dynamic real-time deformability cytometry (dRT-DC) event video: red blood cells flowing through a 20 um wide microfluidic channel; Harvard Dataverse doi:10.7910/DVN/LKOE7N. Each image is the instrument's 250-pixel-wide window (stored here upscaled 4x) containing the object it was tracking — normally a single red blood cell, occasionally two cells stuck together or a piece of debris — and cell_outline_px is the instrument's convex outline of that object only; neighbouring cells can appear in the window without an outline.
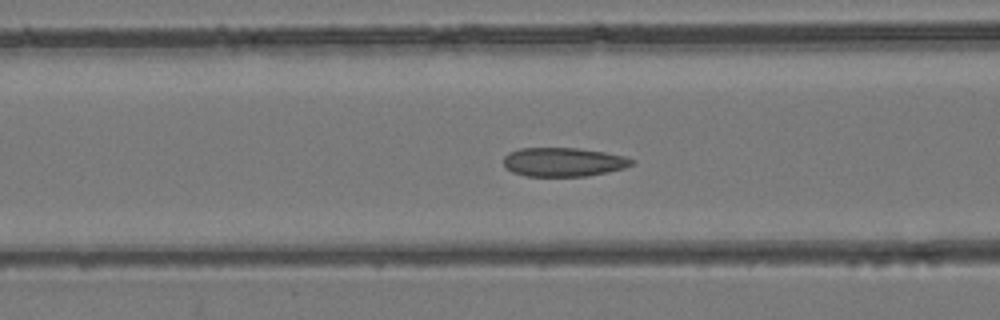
{"species": "common noctule bat (a hibernating species)", "species_latin": "Nyctalus noctula", "temperature_condition": "room temperature", "stored_images_in_passage": 33, "camera_frame_rate_fps": 3000, "um_per_image_px": 0.085, "animal": {"sex": "female", "body_mass_g": 24.6, "forearm_length_mm": 56.2}, "frame": {"image": 1, "passage_image": 6, "time_ms": 1.667, "image_size_px": [1000, 320], "cell_outline_px": [[636, 160], [632, 164], [624, 168], [608, 172], [588, 176], [528, 176], [512, 172], [504, 168], [504, 156], [508, 152], [520, 148], [576, 148], [604, 152], [624, 156]], "centroid_in_image_um": [47.87, 13.77], "position_along_channel_um": 118.7, "area_um2": 21.68}}
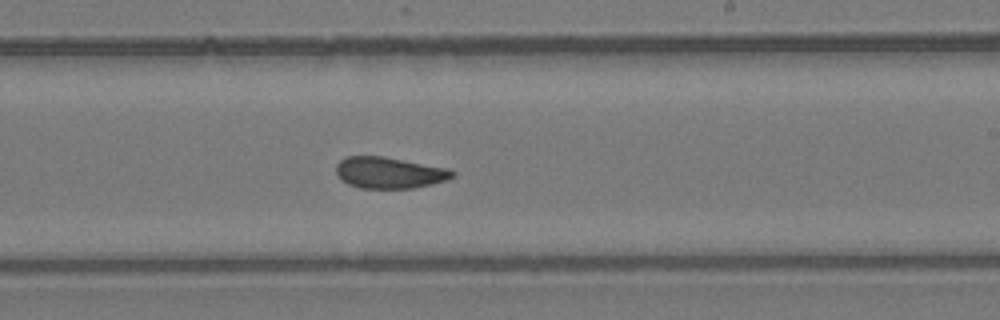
{"frame": {"image": 2, "passage_image": 15, "time_ms": 4.667, "image_size_px": [1000, 320], "cell_outline_px": [[456, 176], [448, 180], [432, 184], [412, 188], [360, 188], [348, 184], [340, 180], [336, 172], [336, 164], [340, 160], [348, 156], [384, 156], [448, 168], [456, 172]], "centroid_in_image_um": [33.1, 14.68], "position_along_channel_um": 255.9, "area_um2": 21.44}}
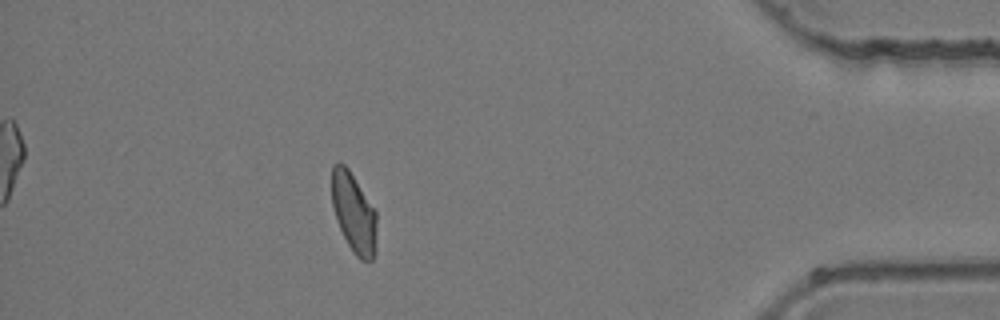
{"frame": {"image": 3, "passage_image": 28, "time_ms": 9.0, "image_size_px": [1000, 320], "cell_outline_px": [[376, 252], [372, 260], [360, 260], [352, 252], [336, 220], [332, 204], [332, 164], [340, 160], [348, 168], [376, 212]], "centroid_in_image_um": [30.06, 18.09], "position_along_channel_um": 405.1, "area_um2": 20.87}}